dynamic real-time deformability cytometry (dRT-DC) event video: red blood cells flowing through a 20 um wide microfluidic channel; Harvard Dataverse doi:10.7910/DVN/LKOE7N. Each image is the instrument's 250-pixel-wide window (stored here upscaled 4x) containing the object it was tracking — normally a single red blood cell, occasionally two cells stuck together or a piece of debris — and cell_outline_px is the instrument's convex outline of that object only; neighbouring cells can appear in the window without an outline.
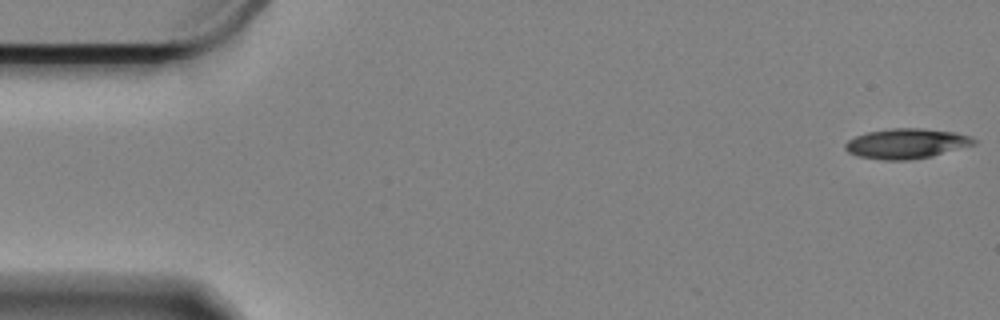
{"species": "Egyptian fruit bat (a non-hibernating species)", "species_latin": "Rousettus aegyptiacus", "temperature_condition": "cold", "stored_images_in_passage": 15, "camera_frame_rate_fps": 3000, "um_per_image_px": 0.085, "animal": {"sex": "female"}, "frame": {"image": 1, "passage_image": 1, "time_ms": 0.0, "image_size_px": [1000, 320], "cell_outline_px": [[976, 144], [932, 156], [908, 160], [884, 160], [856, 156], [848, 152], [844, 148], [844, 144], [848, 140], [856, 136], [868, 132], [888, 128], [920, 128], [956, 132], [972, 136], [976, 140]], "centroid_in_image_um": [77.05, 12.2], "position_along_channel_um": 8.0, "area_um2": 22.66}}
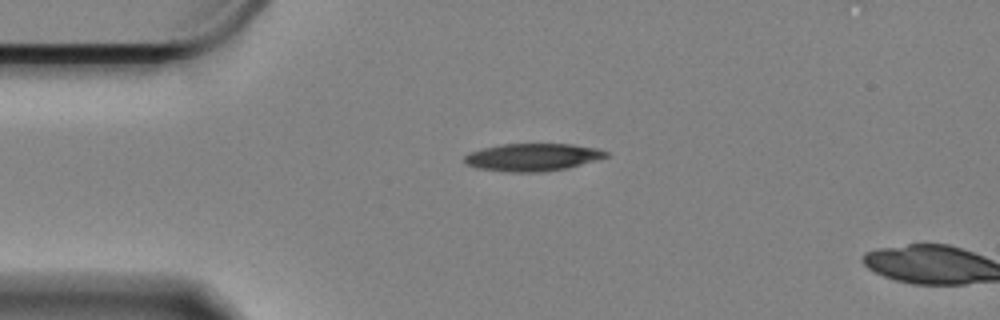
{"frame": {"image": 2, "passage_image": 13, "time_ms": 4.0, "image_size_px": [1000, 320], "cell_outline_px": [[608, 156], [568, 168], [544, 172], [508, 172], [476, 168], [464, 164], [464, 156], [468, 152], [500, 144], [572, 144], [600, 148], [608, 152]], "centroid_in_image_um": [45.24, 13.36], "position_along_channel_um": 39.8, "area_um2": 22.95}}